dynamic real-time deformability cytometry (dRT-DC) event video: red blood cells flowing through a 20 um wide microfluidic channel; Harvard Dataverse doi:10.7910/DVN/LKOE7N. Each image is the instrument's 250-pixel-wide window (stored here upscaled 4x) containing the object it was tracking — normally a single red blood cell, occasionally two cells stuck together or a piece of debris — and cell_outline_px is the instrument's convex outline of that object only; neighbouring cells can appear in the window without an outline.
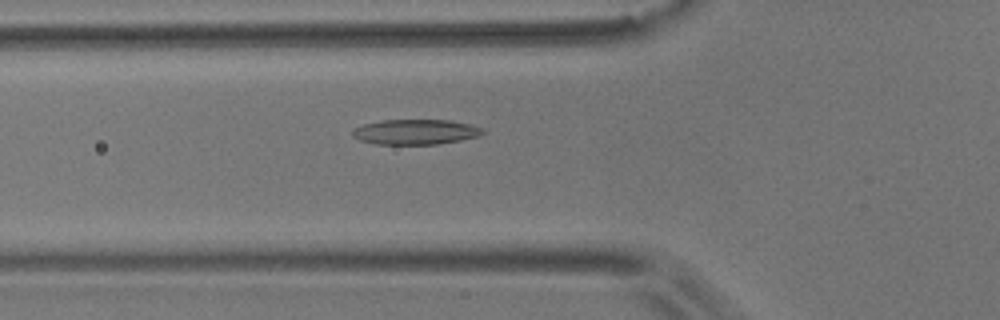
{"species": "common noctule bat (a hibernating species)", "species_latin": "Nyctalus noctula", "temperature_condition": "room temperature", "stored_images_in_passage": 55, "camera_frame_rate_fps": 3000, "um_per_image_px": 0.085, "animal": {"sex": "male", "body_mass_g": 17.9}, "frame": {"image": 1, "passage_image": 19, "time_ms": 6.0, "image_size_px": [1000, 320], "cell_outline_px": [[484, 132], [480, 136], [460, 140], [436, 144], [376, 144], [360, 140], [352, 136], [352, 132], [356, 128], [364, 124], [380, 120], [448, 120], [468, 124], [480, 128]], "centroid_in_image_um": [35.29, 11.21], "position_along_channel_um": 90.5, "area_um2": 18.84}}
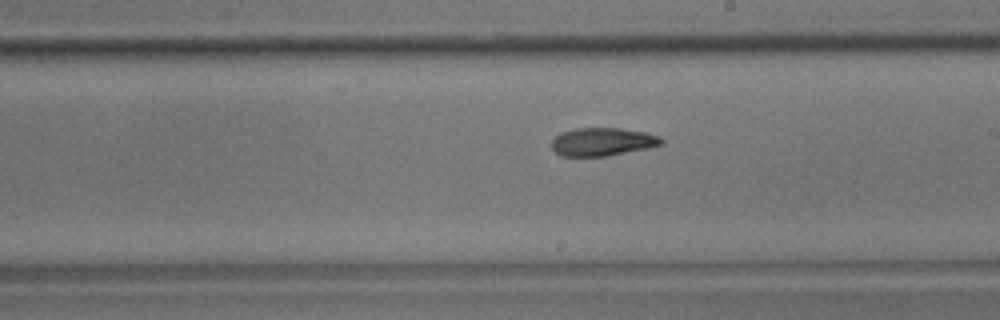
{"frame": {"image": 2, "passage_image": 31, "time_ms": 10.0, "image_size_px": [1000, 320], "cell_outline_px": [[664, 144], [648, 148], [608, 156], [560, 156], [552, 148], [552, 140], [560, 132], [576, 128], [620, 128], [644, 132], [660, 136], [664, 140]], "centroid_in_image_um": [51.22, 12.05], "position_along_channel_um": 237.8, "area_um2": 18.09}}
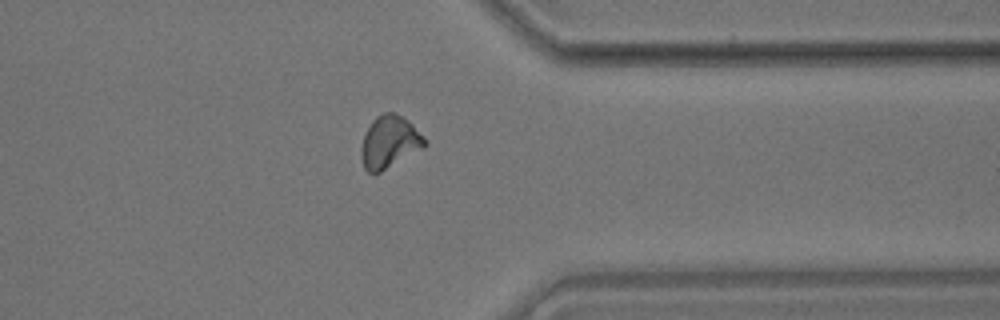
{"frame": {"image": 3, "passage_image": 43, "time_ms": 14.0, "image_size_px": [1000, 320], "cell_outline_px": [[428, 144], [424, 148], [380, 172], [372, 176], [364, 168], [360, 156], [360, 148], [364, 132], [372, 120], [376, 116], [384, 112], [392, 112], [408, 120], [428, 140]], "centroid_in_image_um": [33.09, 12.09], "position_along_channel_um": 378.3, "area_um2": 19.77}}